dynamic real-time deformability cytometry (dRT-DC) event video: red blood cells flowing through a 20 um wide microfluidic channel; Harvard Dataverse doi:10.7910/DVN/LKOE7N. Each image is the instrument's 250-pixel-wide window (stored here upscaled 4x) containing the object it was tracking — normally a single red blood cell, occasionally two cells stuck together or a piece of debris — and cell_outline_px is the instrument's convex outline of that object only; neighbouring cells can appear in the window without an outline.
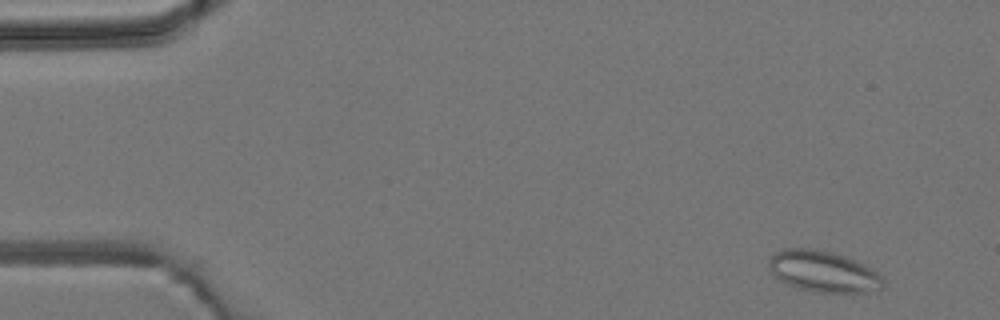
{"species": "common noctule bat (a hibernating species)", "species_latin": "Nyctalus noctula", "temperature_condition": "room temperature", "stored_images_in_passage": 4, "camera_frame_rate_fps": 3000, "um_per_image_px": 0.085, "animal": {"sex": "male", "body_mass_g": 19.2, "forearm_length_mm": 51.8}, "frame": {"image": 1, "passage_image": 1, "time_ms": 0.0, "image_size_px": [1000, 320], "cell_outline_px": [[884, 284], [880, 288], [864, 292], [816, 292], [796, 288], [780, 280], [772, 272], [768, 264], [768, 260], [776, 252], [784, 248], [812, 248], [832, 252], [844, 256], [864, 264], [872, 268], [884, 280]], "centroid_in_image_um": [69.96, 23.07], "position_along_channel_um": 15.0, "area_um2": 27.22}}